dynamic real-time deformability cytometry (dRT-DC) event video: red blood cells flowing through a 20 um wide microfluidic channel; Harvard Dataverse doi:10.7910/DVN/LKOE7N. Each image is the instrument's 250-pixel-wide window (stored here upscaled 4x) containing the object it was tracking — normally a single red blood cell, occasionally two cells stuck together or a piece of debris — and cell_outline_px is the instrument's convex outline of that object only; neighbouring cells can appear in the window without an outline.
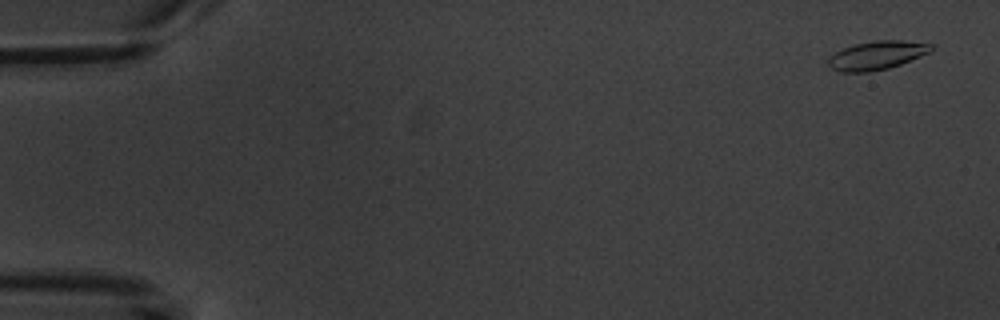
{"species": "common noctule bat (a hibernating species)", "species_latin": "Nyctalus noctula", "temperature_condition": "warm", "stored_images_in_passage": 9, "camera_frame_rate_fps": 3000, "um_per_image_px": 0.085, "animal": {"sex": "male", "body_mass_g": 20.1, "forearm_length_mm": 53.5}, "frame": {"image": 1, "passage_image": 1, "time_ms": 0.0, "image_size_px": [1000, 320], "cell_outline_px": [[936, 44], [928, 52], [920, 56], [900, 64], [888, 68], [868, 72], [840, 72], [832, 68], [828, 64], [828, 56], [844, 48], [856, 44], [872, 40], [904, 40]], "centroid_in_image_um": [74.53, 4.69], "position_along_channel_um": 10.5, "area_um2": 17.11}}
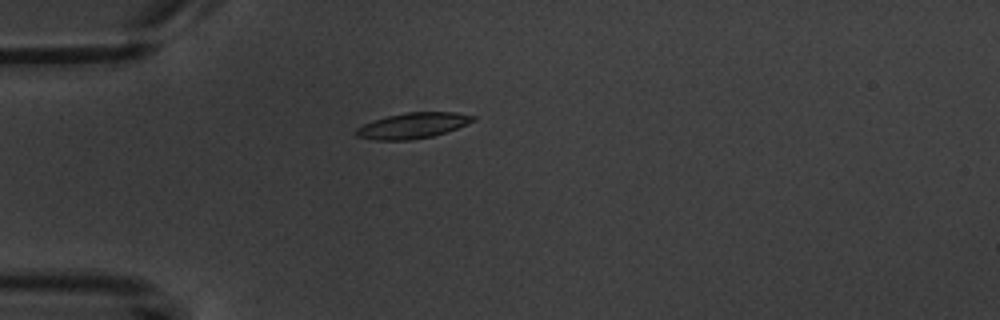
{"frame": {"image": 2, "passage_image": 4, "time_ms": 4.667, "image_size_px": [1000, 320], "cell_outline_px": [[476, 120], [456, 128], [432, 136], [412, 140], [376, 140], [356, 136], [352, 132], [356, 128], [364, 124], [388, 116], [404, 112], [456, 112], [476, 116]], "centroid_in_image_um": [35.07, 10.67], "position_along_channel_um": 49.9, "area_um2": 17.4}}
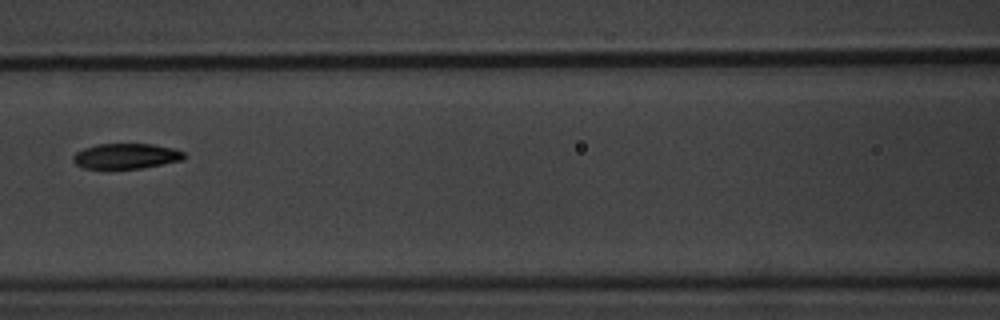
{"frame": {"image": 3, "passage_image": 7, "time_ms": 8.0, "image_size_px": [1000, 320], "cell_outline_px": [[188, 156], [184, 160], [140, 168], [84, 168], [76, 164], [72, 160], [72, 156], [76, 152], [84, 148], [96, 144], [152, 144], [176, 148], [184, 152]], "centroid_in_image_um": [10.76, 13.26], "position_along_channel_um": 155.8, "area_um2": 16.47}}